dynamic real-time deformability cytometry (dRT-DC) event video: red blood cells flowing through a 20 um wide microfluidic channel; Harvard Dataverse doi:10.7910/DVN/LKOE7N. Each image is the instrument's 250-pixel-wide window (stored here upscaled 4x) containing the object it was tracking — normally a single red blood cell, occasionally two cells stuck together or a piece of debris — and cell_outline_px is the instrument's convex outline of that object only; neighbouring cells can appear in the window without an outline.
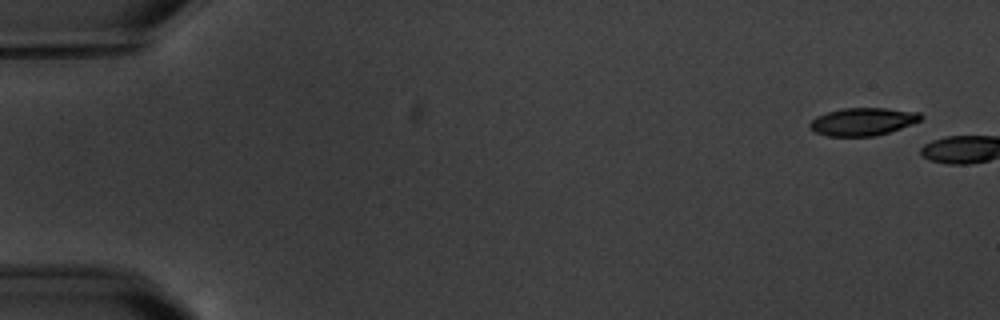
{"species": "common noctule bat (a hibernating species)", "species_latin": "Nyctalus noctula", "temperature_condition": "warm", "stored_images_in_passage": 2, "camera_frame_rate_fps": 3000, "um_per_image_px": 0.085, "animal": {"sex": "male", "body_mass_g": 20.1, "forearm_length_mm": 53.5}, "frame": {"image": 1, "passage_image": 1, "time_ms": 0.0, "image_size_px": [1000, 320], "cell_outline_px": [[924, 116], [920, 120], [912, 124], [876, 136], [828, 136], [816, 132], [808, 128], [808, 124], [816, 116], [840, 108], [888, 108], [920, 112]], "centroid_in_image_um": [73.33, 10.33], "position_along_channel_um": 11.7, "area_um2": 18.03}}